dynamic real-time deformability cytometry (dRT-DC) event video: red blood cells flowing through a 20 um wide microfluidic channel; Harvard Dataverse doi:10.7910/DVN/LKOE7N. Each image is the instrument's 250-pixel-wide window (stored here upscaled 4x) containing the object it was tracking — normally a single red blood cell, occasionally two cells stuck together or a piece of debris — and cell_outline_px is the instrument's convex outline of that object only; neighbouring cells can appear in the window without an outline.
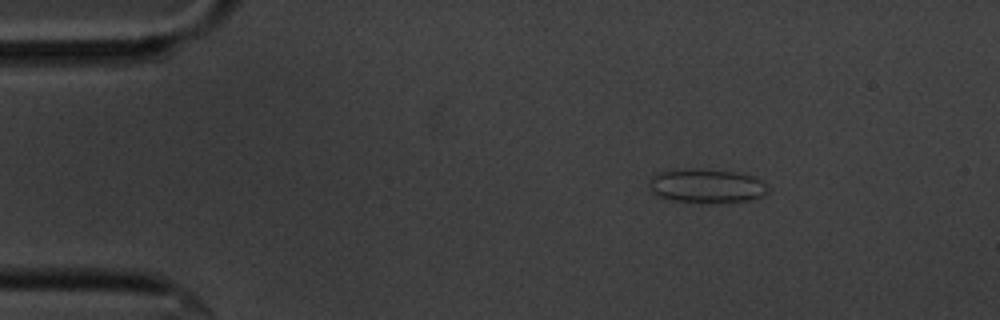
{"species": "common noctule bat (a hibernating species)", "species_latin": "Nyctalus noctula", "temperature_condition": "cold", "stored_images_in_passage": 49, "camera_frame_rate_fps": 3000, "um_per_image_px": 0.085, "animal": {"sex": "male", "body_mass_g": 20.1, "forearm_length_mm": 53.5}, "frame": {"image": 1, "passage_image": 1, "time_ms": 0.0, "image_size_px": [1000, 320], "cell_outline_px": [[768, 192], [764, 196], [752, 200], [672, 200], [660, 196], [652, 192], [652, 180], [656, 172], [664, 168], [692, 168], [732, 172], [752, 176], [760, 180], [768, 188]], "centroid_in_image_um": [60.04, 15.74], "position_along_channel_um": 25.0, "area_um2": 22.66}}
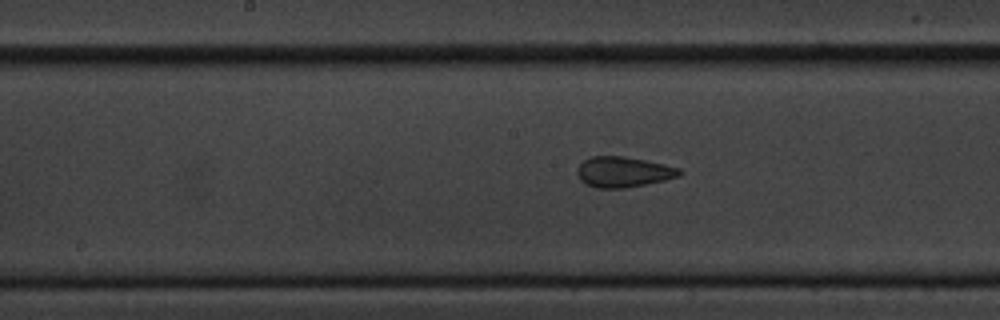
{"frame": {"image": 2, "passage_image": 21, "time_ms": 6.667, "image_size_px": [1000, 320], "cell_outline_px": [[684, 172], [680, 176], [664, 180], [624, 188], [596, 188], [584, 184], [580, 180], [576, 172], [576, 168], [584, 160], [592, 156], [624, 156], [644, 160], [680, 168]], "centroid_in_image_um": [52.95, 14.62], "position_along_channel_um": 195.2, "area_um2": 18.21}}
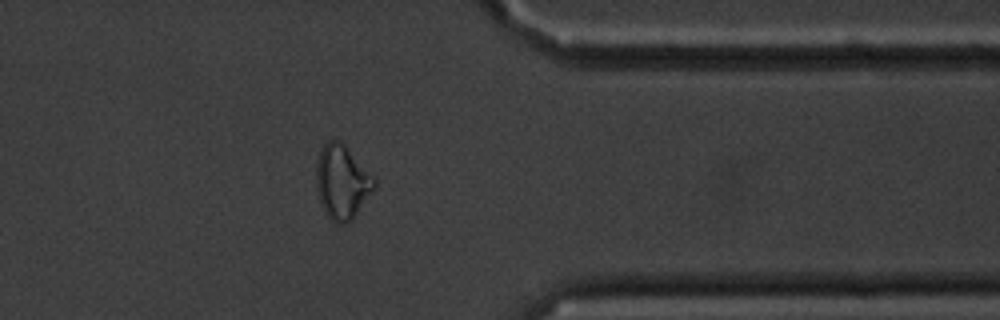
{"frame": {"image": 3, "passage_image": 38, "time_ms": 12.333, "image_size_px": [1000, 320], "cell_outline_px": [[376, 184], [352, 220], [344, 224], [336, 224], [328, 216], [320, 200], [316, 188], [316, 160], [320, 148], [328, 140], [336, 140], [344, 144], [376, 180]], "centroid_in_image_um": [29.03, 15.46], "position_along_channel_um": 382.4, "area_um2": 24.62}, "authors_computed_cell_mechanics": {"area_um2": 18.7272, "velocity_mm_per_s": 3.4991, "shape_relaxation_time_tau1_ms": null, "shape_relaxation_time_tau2_ms": 1.6075, "deformation_change_tau1": null, "deformation_change_tau2": 0.0683}}